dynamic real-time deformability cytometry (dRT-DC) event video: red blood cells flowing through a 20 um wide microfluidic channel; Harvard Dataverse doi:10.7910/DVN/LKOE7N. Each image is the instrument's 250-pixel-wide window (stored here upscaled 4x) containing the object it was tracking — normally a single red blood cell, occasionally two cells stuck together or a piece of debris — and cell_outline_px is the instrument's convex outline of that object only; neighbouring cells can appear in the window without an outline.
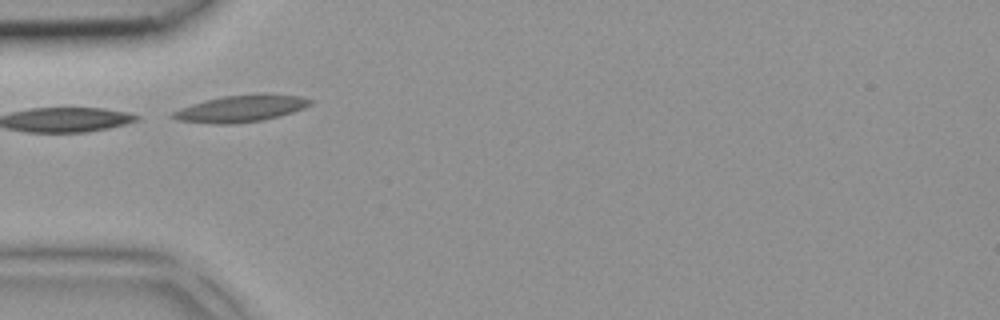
{"species": "common noctule bat (a hibernating species)", "species_latin": "Nyctalus noctula", "temperature_condition": "room temperature", "stored_images_in_passage": 3, "camera_frame_rate_fps": 3000, "um_per_image_px": 0.085, "animal": {"sex": "female", "body_mass_g": 18.4}, "frame": {"image": 1, "passage_image": 1, "time_ms": 0.0, "image_size_px": [1000, 320], "cell_outline_px": [[312, 104], [304, 108], [280, 116], [264, 120], [232, 124], [212, 124], [176, 120], [168, 116], [172, 112], [180, 108], [204, 100], [224, 96], [256, 92], [264, 92], [300, 96], [312, 100]], "centroid_in_image_um": [20.48, 9.21], "position_along_channel_um": 64.5, "area_um2": 22.02}}